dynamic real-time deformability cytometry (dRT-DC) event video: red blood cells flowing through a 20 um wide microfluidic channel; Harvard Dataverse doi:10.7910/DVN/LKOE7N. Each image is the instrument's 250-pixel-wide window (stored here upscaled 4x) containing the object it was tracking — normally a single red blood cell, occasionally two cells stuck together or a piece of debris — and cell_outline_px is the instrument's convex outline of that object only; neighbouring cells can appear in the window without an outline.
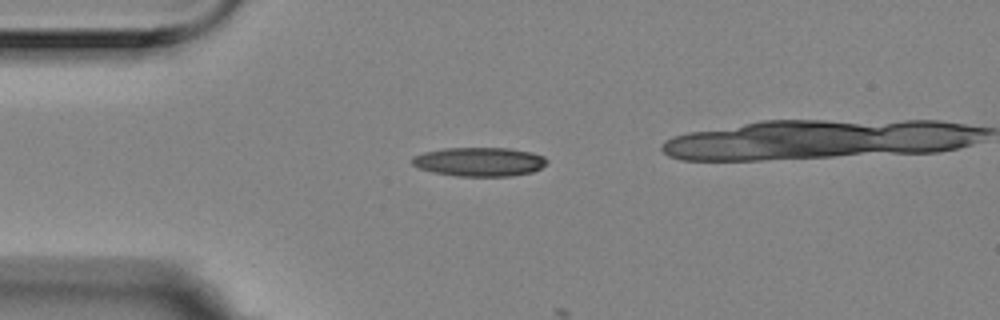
{"species": "Egyptian fruit bat (a non-hibernating species)", "species_latin": "Rousettus aegyptiacus", "temperature_condition": "room temperature", "stored_images_in_passage": 6, "camera_frame_rate_fps": 3000, "um_per_image_px": 0.085, "animal": {"sex": "female"}, "frame": {"image": 1, "passage_image": 2, "time_ms": 0.333, "image_size_px": [1000, 320], "cell_outline_px": [[548, 160], [540, 168], [532, 172], [512, 176], [456, 176], [432, 172], [416, 168], [412, 164], [412, 156], [424, 152], [444, 148], [508, 148], [532, 152], [544, 156]], "centroid_in_image_um": [40.71, 13.75], "position_along_channel_um": 44.3, "area_um2": 22.89}}